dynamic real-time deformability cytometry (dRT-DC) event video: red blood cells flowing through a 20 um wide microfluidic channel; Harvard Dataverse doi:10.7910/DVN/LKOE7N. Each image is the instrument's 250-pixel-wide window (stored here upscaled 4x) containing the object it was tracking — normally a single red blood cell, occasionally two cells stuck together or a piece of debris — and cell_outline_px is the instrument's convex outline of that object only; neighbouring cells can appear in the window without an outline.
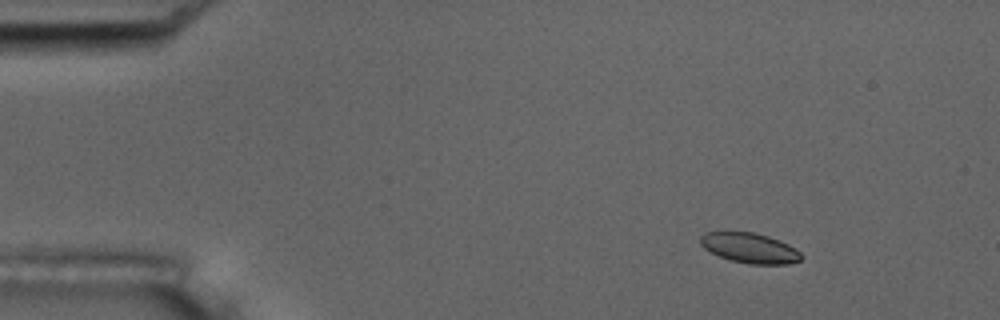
{"species": "common noctule bat (a hibernating species)", "species_latin": "Nyctalus noctula", "temperature_condition": "room temperature", "stored_images_in_passage": 55, "camera_frame_rate_fps": 3000, "um_per_image_px": 0.085, "animal": {"sex": "male", "body_mass_g": 17.5, "forearm_length_mm": 52.3}, "frame": {"image": 1, "passage_image": 7, "time_ms": 2.0, "image_size_px": [1000, 320], "cell_outline_px": [[804, 256], [800, 260], [788, 264], [748, 264], [732, 260], [720, 256], [704, 248], [700, 244], [700, 236], [704, 232], [752, 232], [768, 236], [788, 244], [796, 248]], "centroid_in_image_um": [63.75, 21.08], "position_along_channel_um": 21.3, "area_um2": 17.63}}
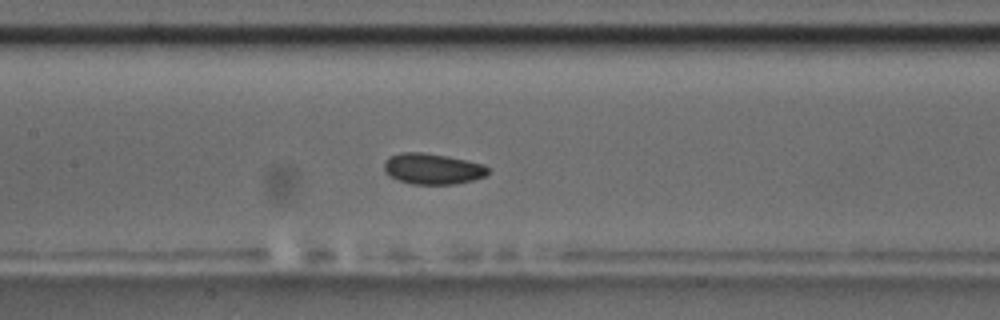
{"frame": {"image": 2, "passage_image": 26, "time_ms": 8.333, "image_size_px": [1000, 320], "cell_outline_px": [[488, 172], [484, 176], [472, 180], [456, 184], [412, 184], [400, 180], [384, 172], [384, 160], [388, 156], [400, 152], [424, 152], [484, 164], [488, 168]], "centroid_in_image_um": [36.73, 14.34], "position_along_channel_um": 170.7, "area_um2": 18.55}}
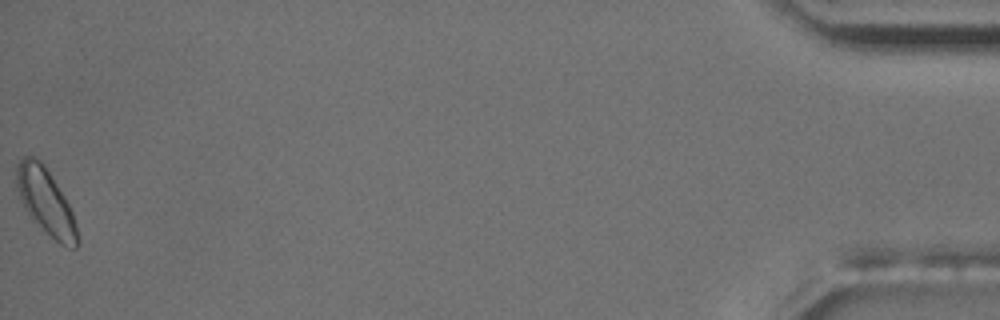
{"frame": {"image": 3, "passage_image": 55, "time_ms": 18.0, "image_size_px": [1000, 320], "cell_outline_px": [[80, 244], [76, 248], [72, 248], [60, 244], [32, 220], [24, 208], [20, 200], [16, 184], [16, 164], [24, 156], [32, 156], [40, 160], [44, 164], [64, 196], [72, 212], [76, 224], [80, 240]], "centroid_in_image_um": [3.89, 17.15], "position_along_channel_um": 431.3, "area_um2": 23.47}, "authors_computed_cell_mechanics": {"area_um2": 18.785, "velocity_mm_per_s": 3.7, "shape_relaxation_time_tau1_ms": 4.4707, "shape_relaxation_time_tau2_ms": 2.501, "deformation_change_tau1": 0.0778, "deformation_change_tau2": 0.0651}}